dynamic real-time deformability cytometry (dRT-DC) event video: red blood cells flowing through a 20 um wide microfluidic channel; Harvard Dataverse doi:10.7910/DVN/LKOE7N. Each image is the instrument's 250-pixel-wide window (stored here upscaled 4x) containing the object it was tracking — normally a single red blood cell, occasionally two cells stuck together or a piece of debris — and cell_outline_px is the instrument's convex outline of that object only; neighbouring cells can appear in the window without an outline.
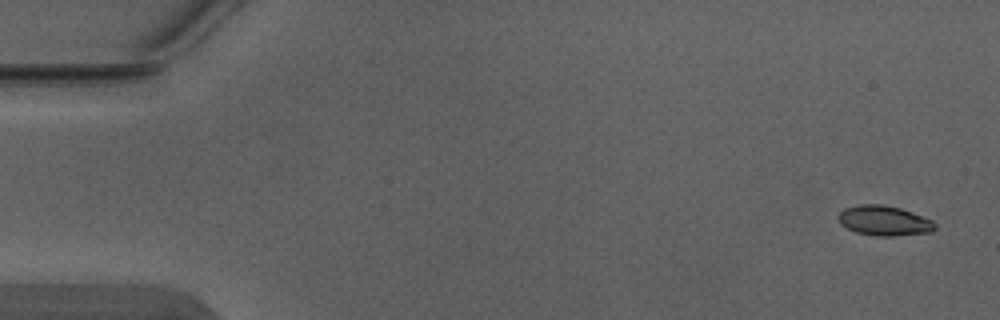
{"species": "Egyptian fruit bat (a non-hibernating species)", "species_latin": "Rousettus aegyptiacus", "temperature_condition": "warm", "stored_images_in_passage": 4, "camera_frame_rate_fps": 3000, "um_per_image_px": 0.085, "animal": {"sex": "male"}, "frame": {"image": 1, "passage_image": 1, "time_ms": 0.0, "image_size_px": [1000, 320], "cell_outline_px": [[936, 228], [932, 232], [896, 236], [876, 236], [856, 232], [840, 224], [836, 216], [844, 208], [860, 204], [884, 204], [900, 208], [912, 212], [932, 220], [936, 224]], "centroid_in_image_um": [75.15, 18.75], "position_along_channel_um": 9.9, "area_um2": 17.05}}
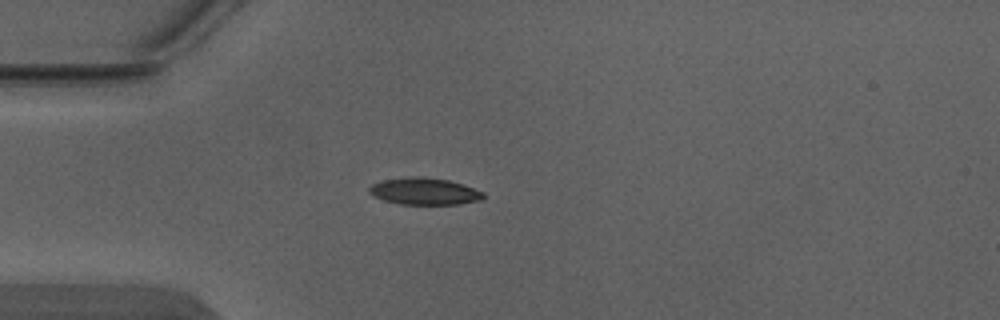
{"frame": {"image": 2, "passage_image": 4, "time_ms": 1.0, "image_size_px": [1000, 320], "cell_outline_px": [[484, 196], [480, 200], [460, 204], [400, 204], [384, 200], [372, 196], [368, 192], [368, 188], [372, 184], [384, 180], [412, 176], [424, 176], [448, 180], [464, 184], [484, 192]], "centroid_in_image_um": [36.07, 16.25], "position_along_channel_um": 48.9, "area_um2": 17.98}}